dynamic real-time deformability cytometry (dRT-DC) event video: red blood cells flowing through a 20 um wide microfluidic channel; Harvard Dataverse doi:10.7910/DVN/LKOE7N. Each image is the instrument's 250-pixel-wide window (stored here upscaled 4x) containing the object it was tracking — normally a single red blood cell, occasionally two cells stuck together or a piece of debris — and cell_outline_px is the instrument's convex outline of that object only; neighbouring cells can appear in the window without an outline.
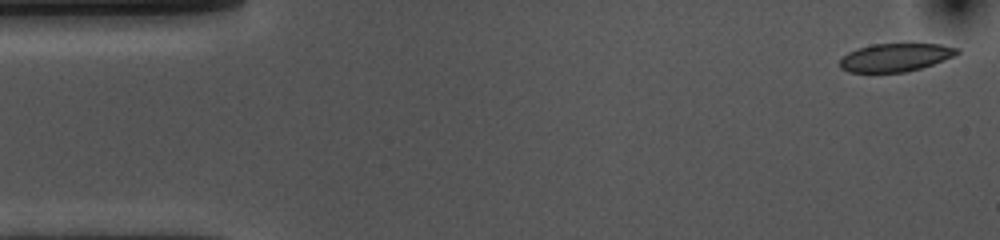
{"species": "common noctule bat (a hibernating species)", "species_latin": "Nyctalus noctula", "temperature_condition": "cold", "stored_images_in_passage": 53, "camera_frame_rate_fps": 3000, "um_per_image_px": 0.085, "animal": {"sex": "female", "body_mass_g": 10.0, "forearm_length_mm": 53.1}, "frame": {"image": 1, "passage_image": 1, "time_ms": 0.0, "image_size_px": [1000, 240], "cell_outline_px": [[960, 52], [956, 56], [920, 68], [904, 72], [848, 72], [840, 68], [840, 60], [848, 52], [856, 48], [872, 44], [940, 44], [960, 48]], "centroid_in_image_um": [76.12, 4.87], "position_along_channel_um": 8.9, "area_um2": 19.25}}
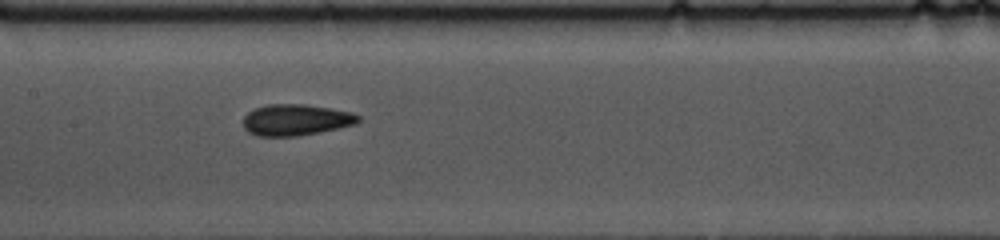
{"frame": {"image": 2, "passage_image": 24, "time_ms": 7.667, "image_size_px": [1000, 240], "cell_outline_px": [[360, 120], [356, 124], [340, 128], [296, 136], [260, 136], [248, 132], [244, 128], [244, 116], [248, 112], [256, 108], [268, 104], [304, 104], [352, 112], [360, 116]], "centroid_in_image_um": [25.16, 10.19], "position_along_channel_um": 182.2, "area_um2": 20.87}}
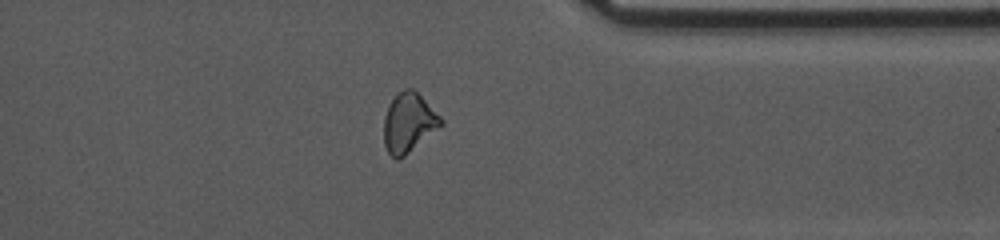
{"frame": {"image": 3, "passage_image": 41, "time_ms": 13.333, "image_size_px": [1000, 240], "cell_outline_px": [[444, 124], [404, 156], [396, 160], [388, 152], [384, 144], [384, 116], [388, 104], [404, 88], [412, 88], [444, 120]], "centroid_in_image_um": [34.73, 10.44], "position_along_channel_um": 376.7, "area_um2": 19.48}, "authors_computed_cell_mechanics": {"area_um2": 20.5768, "velocity_mm_per_s": 3.6196, "shape_relaxation_time_tau1_ms": 6.2884, "shape_relaxation_time_tau2_ms": 2.3946, "deformation_change_tau1": 0.1194, "deformation_change_tau2": 0.065}}